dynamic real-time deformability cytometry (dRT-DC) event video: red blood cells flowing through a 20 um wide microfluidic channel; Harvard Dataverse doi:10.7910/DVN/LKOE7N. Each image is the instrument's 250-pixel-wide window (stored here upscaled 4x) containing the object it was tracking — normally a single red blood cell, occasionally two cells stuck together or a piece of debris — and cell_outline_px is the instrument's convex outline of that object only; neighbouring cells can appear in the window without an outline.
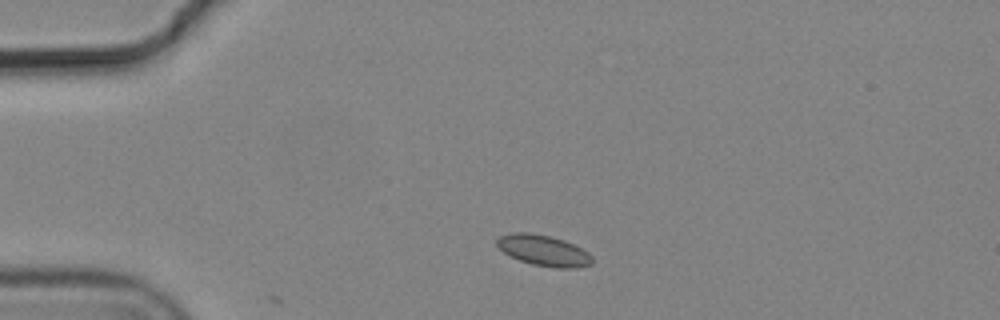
{"species": "common noctule bat (a hibernating species)", "species_latin": "Nyctalus noctula", "temperature_condition": "cold", "stored_images_in_passage": 4, "segment_of_instrument_passage": [2, 2], "camera_frame_rate_fps": 3000, "um_per_image_px": 0.085, "animal": {"sex": "male", "body_mass_g": 19.2, "forearm_length_mm": 51.8}, "frame": {"image": 1, "passage_image": 4, "time_ms": 1.0, "image_size_px": [1000, 320], "cell_outline_px": [[592, 264], [576, 268], [556, 268], [532, 264], [520, 260], [504, 252], [496, 244], [496, 240], [500, 236], [512, 232], [528, 232], [552, 236], [564, 240], [588, 252], [592, 256]], "centroid_in_image_um": [46.21, 21.28], "position_along_channel_um": 38.8, "area_um2": 17.05}}